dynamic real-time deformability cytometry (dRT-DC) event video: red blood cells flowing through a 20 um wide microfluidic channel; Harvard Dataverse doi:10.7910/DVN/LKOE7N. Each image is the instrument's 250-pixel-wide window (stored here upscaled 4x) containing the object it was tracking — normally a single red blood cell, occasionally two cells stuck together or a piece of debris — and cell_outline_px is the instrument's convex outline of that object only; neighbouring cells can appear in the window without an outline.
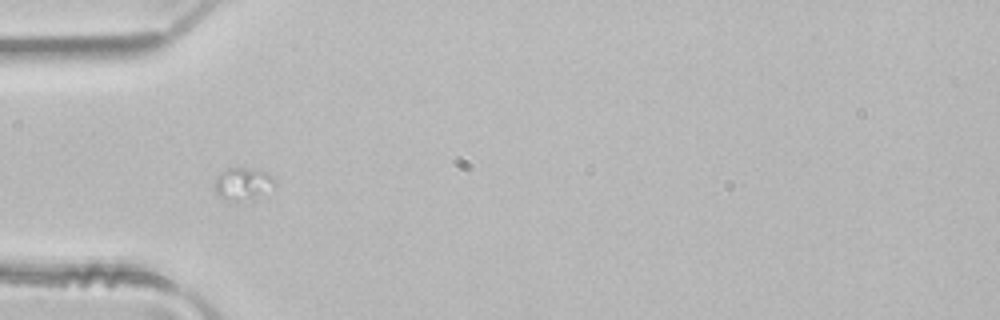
{"species": "common noctule bat (a hibernating species)", "species_latin": "Nyctalus noctula", "temperature_condition": "room temperature", "stored_images_in_passage": 5, "camera_frame_rate_fps": 3000, "um_per_image_px": 0.085, "animal": {"sex": "male", "body_mass_g": 21.5, "forearm_length_mm": 52.0}, "frame": {"image": 1, "passage_image": 4, "time_ms": 1.0, "image_size_px": [1000, 320], "cell_outline_px": [[272, 184], [252, 196], [236, 200], [216, 196], [216, 176], [220, 172], [228, 168], [244, 168], [264, 172], [272, 176]], "centroid_in_image_um": [20.5, 15.56], "position_along_channel_um": 64.5, "area_um2": 10.06}}